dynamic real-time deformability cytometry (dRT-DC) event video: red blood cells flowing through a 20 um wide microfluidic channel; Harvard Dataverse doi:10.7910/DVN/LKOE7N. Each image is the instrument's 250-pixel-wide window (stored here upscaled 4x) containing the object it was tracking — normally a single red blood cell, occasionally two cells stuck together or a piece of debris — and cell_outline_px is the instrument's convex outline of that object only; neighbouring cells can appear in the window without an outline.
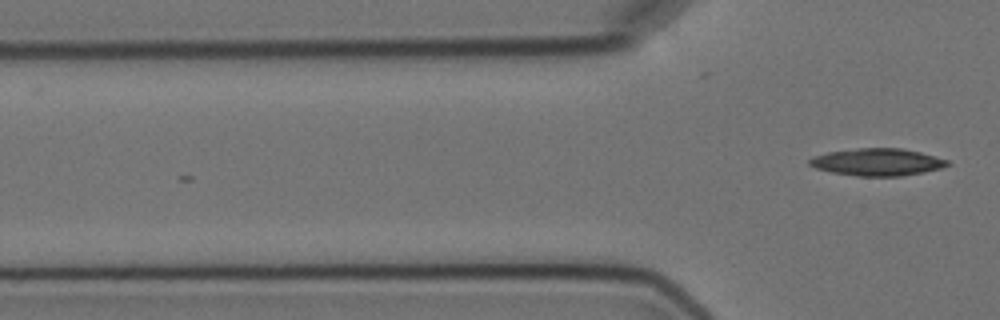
{"species": "Egyptian fruit bat (a non-hibernating species)", "species_latin": "Rousettus aegyptiacus", "temperature_condition": "cold", "stored_images_in_passage": 4, "camera_frame_rate_fps": 3000, "um_per_image_px": 0.085, "animal": {"sex": "female"}, "frame": {"image": 1, "passage_image": 4, "time_ms": 4.333, "image_size_px": [1000, 320], "cell_outline_px": [[952, 164], [940, 168], [924, 172], [900, 176], [856, 176], [832, 172], [816, 168], [808, 164], [808, 160], [812, 156], [828, 152], [856, 148], [904, 148], [920, 152], [948, 160]], "centroid_in_image_um": [74.56, 13.77], "position_along_channel_um": 51.2, "area_um2": 21.96}}